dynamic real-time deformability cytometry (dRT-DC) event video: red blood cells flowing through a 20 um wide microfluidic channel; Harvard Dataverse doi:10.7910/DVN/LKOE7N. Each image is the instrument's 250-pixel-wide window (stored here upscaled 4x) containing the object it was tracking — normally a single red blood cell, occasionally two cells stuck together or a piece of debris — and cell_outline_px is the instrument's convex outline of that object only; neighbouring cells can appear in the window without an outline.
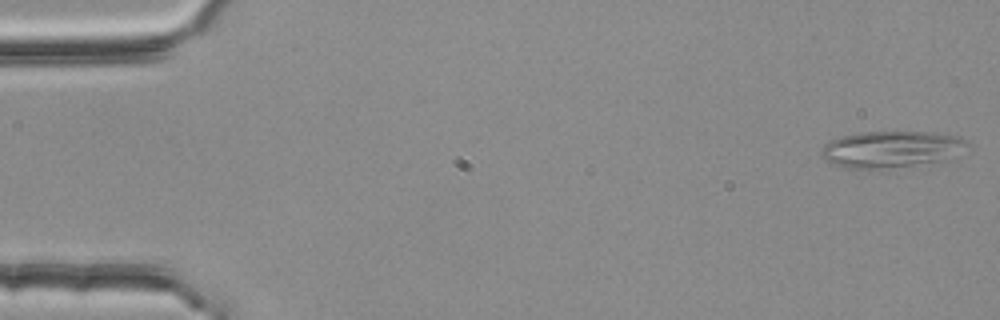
{"species": "common noctule bat (a hibernating species)", "species_latin": "Nyctalus noctula", "temperature_condition": "room temperature", "stored_images_in_passage": 54, "camera_frame_rate_fps": 3000, "um_per_image_px": 0.085, "animal": {"sex": "female", "body_mass_g": 25.1}, "frame": {"image": 1, "passage_image": 1, "time_ms": 0.0, "image_size_px": [1000, 320], "cell_outline_px": [[972, 144], [948, 160], [876, 168], [848, 168], [836, 164], [820, 156], [820, 148], [824, 144], [840, 136], [860, 132], [928, 132], [960, 136]], "centroid_in_image_um": [75.78, 12.66], "position_along_channel_um": 9.2, "area_um2": 30.81}}
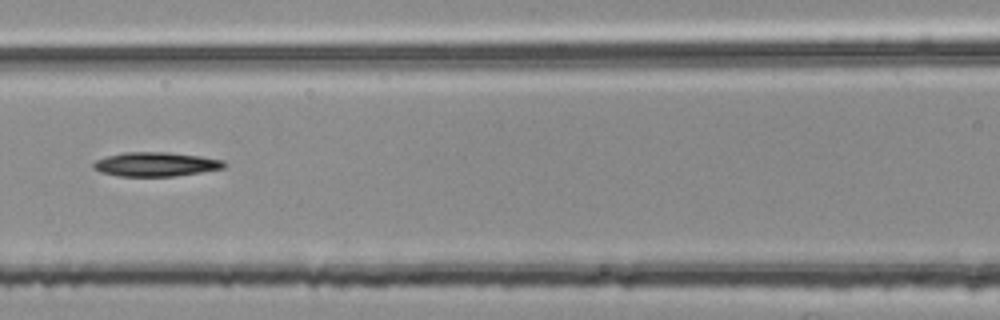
{"frame": {"image": 2, "passage_image": 24, "time_ms": 7.667, "image_size_px": [1000, 320], "cell_outline_px": [[224, 168], [200, 172], [172, 176], [120, 176], [100, 172], [92, 168], [92, 164], [96, 160], [108, 156], [124, 152], [168, 152], [200, 156], [224, 160]], "centroid_in_image_um": [13.21, 13.96], "position_along_channel_um": 153.4, "area_um2": 18.26}}
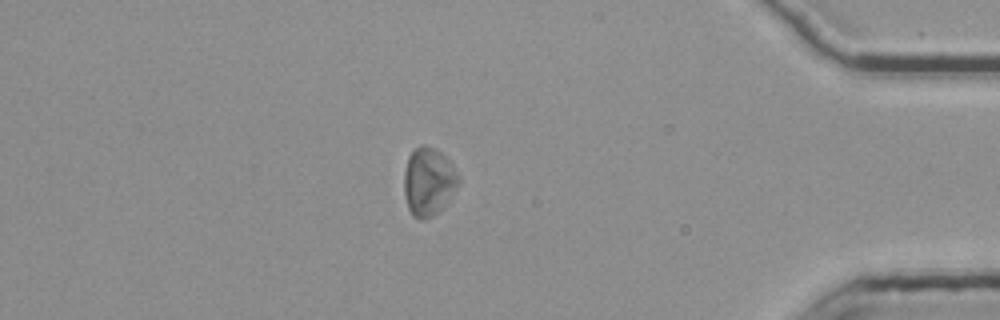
{"frame": {"image": 3, "passage_image": 47, "time_ms": 15.333, "image_size_px": [1000, 320], "cell_outline_px": [[460, 180], [444, 208], [440, 212], [424, 220], [420, 220], [412, 216], [408, 208], [404, 196], [404, 172], [408, 156], [416, 148], [424, 144], [440, 152], [452, 164], [460, 176]], "centroid_in_image_um": [36.42, 15.48], "position_along_channel_um": 398.8, "area_um2": 21.79}, "authors_computed_cell_mechanics": {"area_um2": 19.6231, "velocity_mm_per_s": 3.7268, "shape_relaxation_time_tau1_ms": 2.623, "shape_relaxation_time_tau2_ms": null, "deformation_change_tau1": 0.1019, "deformation_change_tau2": null}}